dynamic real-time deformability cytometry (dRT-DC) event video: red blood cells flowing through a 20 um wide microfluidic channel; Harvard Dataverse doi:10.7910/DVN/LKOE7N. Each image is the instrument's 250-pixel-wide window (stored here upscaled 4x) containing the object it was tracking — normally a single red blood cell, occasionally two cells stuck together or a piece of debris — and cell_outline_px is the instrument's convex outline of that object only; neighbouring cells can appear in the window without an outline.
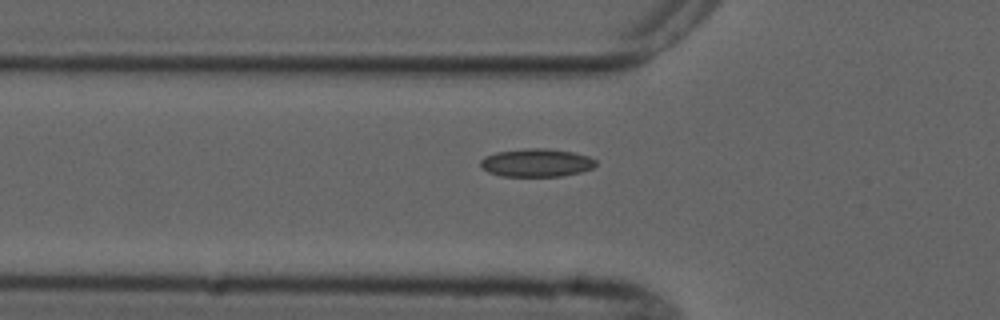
{"species": "common noctule bat (a hibernating species)", "species_latin": "Nyctalus noctula", "temperature_condition": "cold", "stored_images_in_passage": 5, "camera_frame_rate_fps": 3000, "um_per_image_px": 0.085, "animal": {"sex": "male", "forearm_length_mm": 52.5}, "frame": {"image": 1, "passage_image": 5, "time_ms": 5.0, "image_size_px": [1000, 320], "cell_outline_px": [[596, 164], [592, 168], [580, 172], [560, 176], [500, 176], [488, 172], [480, 168], [480, 160], [484, 156], [496, 152], [524, 148], [548, 148], [572, 152], [588, 156], [596, 160]], "centroid_in_image_um": [45.55, 13.83], "position_along_channel_um": 80.2, "area_um2": 19.02}}